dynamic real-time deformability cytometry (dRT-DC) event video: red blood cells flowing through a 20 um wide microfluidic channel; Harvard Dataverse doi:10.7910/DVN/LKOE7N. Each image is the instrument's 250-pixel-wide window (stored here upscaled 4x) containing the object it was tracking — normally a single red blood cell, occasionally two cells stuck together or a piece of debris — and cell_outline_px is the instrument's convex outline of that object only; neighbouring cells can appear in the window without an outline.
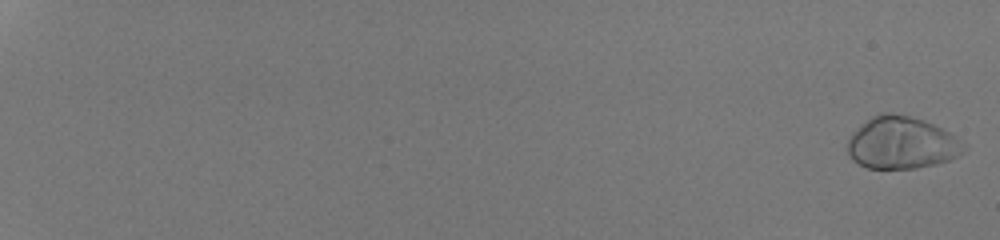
{"species": "human", "species_latin": "Homo sapiens", "temperature_condition": "room temperature", "stored_images_in_passage": 46, "camera_frame_rate_fps": 3000, "um_per_image_px": 0.085, "donor": {"sex": "male"}, "frame": {"image": 1, "passage_image": 1, "time_ms": 0.0, "image_size_px": [1000, 240], "cell_outline_px": [[968, 148], [956, 156], [948, 160], [936, 164], [916, 168], [868, 168], [852, 160], [848, 156], [848, 140], [852, 132], [860, 124], [872, 116], [880, 112], [888, 112], [908, 116], [924, 120], [956, 136], [968, 144]], "centroid_in_image_um": [76.64, 12.14], "position_along_channel_um": 8.4, "area_um2": 35.49}}
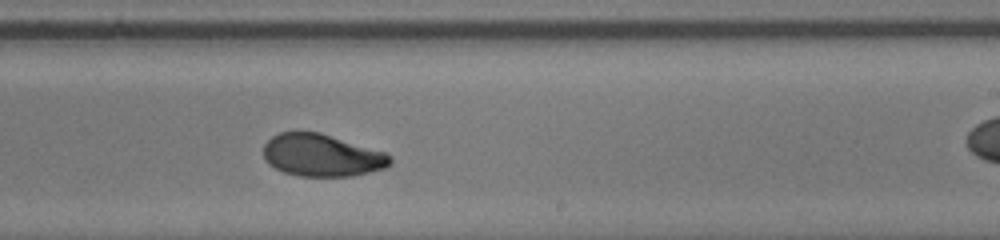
{"frame": {"image": 2, "passage_image": 34, "time_ms": 11.0, "image_size_px": [1000, 240], "cell_outline_px": [[392, 164], [384, 168], [352, 176], [300, 176], [284, 172], [268, 164], [264, 160], [264, 144], [272, 136], [280, 132], [320, 132], [384, 152], [392, 156]], "centroid_in_image_um": [27.35, 13.2], "position_along_channel_um": 261.7, "area_um2": 31.15}}
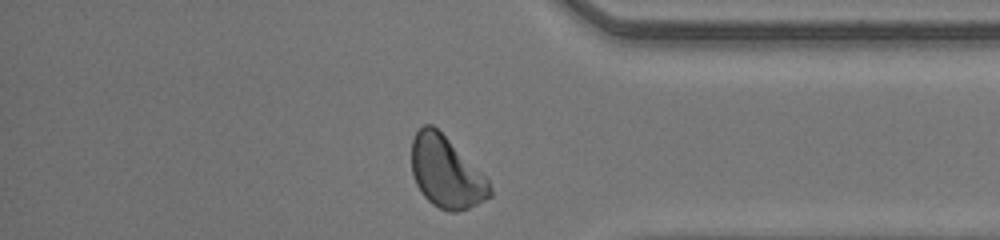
{"frame": {"image": 3, "passage_image": 44, "time_ms": 14.333, "image_size_px": [1000, 240], "cell_outline_px": [[492, 196], [468, 208], [456, 212], [448, 212], [432, 204], [424, 196], [416, 184], [412, 172], [412, 140], [416, 132], [424, 124], [432, 124], [488, 180], [492, 192]], "centroid_in_image_um": [37.9, 14.67], "position_along_channel_um": 397.3, "area_um2": 31.85}}